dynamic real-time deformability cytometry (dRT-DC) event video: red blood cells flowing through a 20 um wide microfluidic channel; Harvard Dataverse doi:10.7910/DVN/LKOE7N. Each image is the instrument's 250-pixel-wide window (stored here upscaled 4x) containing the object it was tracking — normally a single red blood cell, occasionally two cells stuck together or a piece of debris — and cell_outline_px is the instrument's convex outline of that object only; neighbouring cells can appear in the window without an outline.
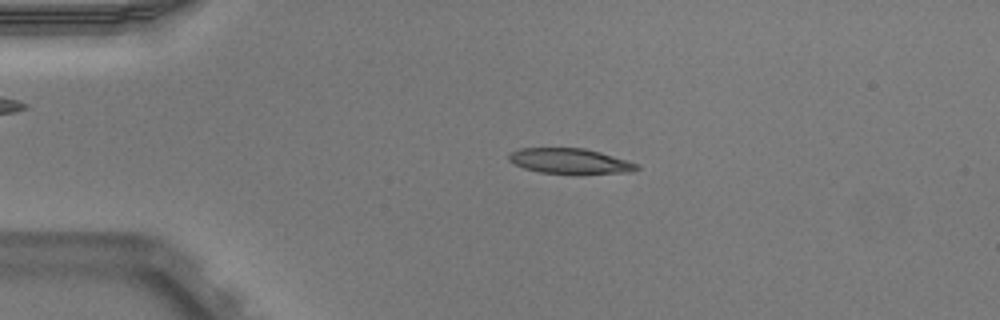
{"species": "Egyptian fruit bat (a non-hibernating species)", "species_latin": "Rousettus aegyptiacus", "temperature_condition": "warm", "stored_images_in_passage": 52, "camera_frame_rate_fps": 3000, "um_per_image_px": 0.085, "animal": {"sex": "male"}, "frame": {"image": 1, "passage_image": 11, "time_ms": 3.333, "image_size_px": [1000, 320], "cell_outline_px": [[640, 168], [628, 172], [540, 172], [524, 168], [508, 160], [508, 156], [512, 152], [520, 148], [584, 148], [600, 152], [628, 160], [640, 164]], "centroid_in_image_um": [48.44, 13.66], "position_along_channel_um": 36.6, "area_um2": 18.21}}
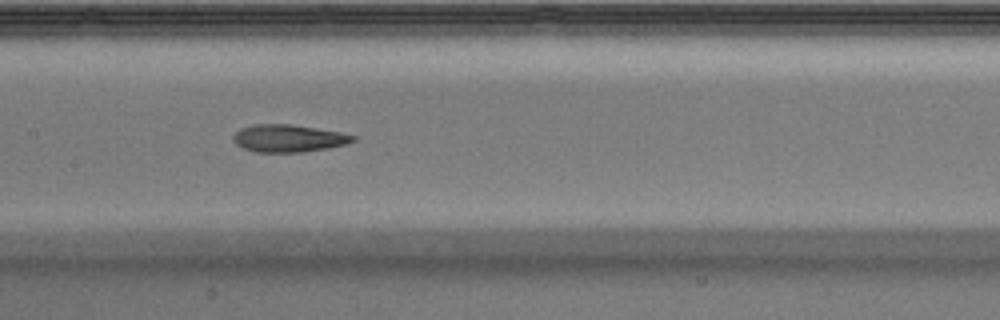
{"frame": {"image": 2, "passage_image": 25, "time_ms": 8.0, "image_size_px": [1000, 320], "cell_outline_px": [[356, 140], [344, 144], [328, 148], [300, 152], [256, 152], [244, 148], [236, 144], [232, 140], [232, 136], [240, 128], [256, 124], [288, 124], [340, 132], [356, 136]], "centroid_in_image_um": [24.49, 11.76], "position_along_channel_um": 182.9, "area_um2": 18.96}}
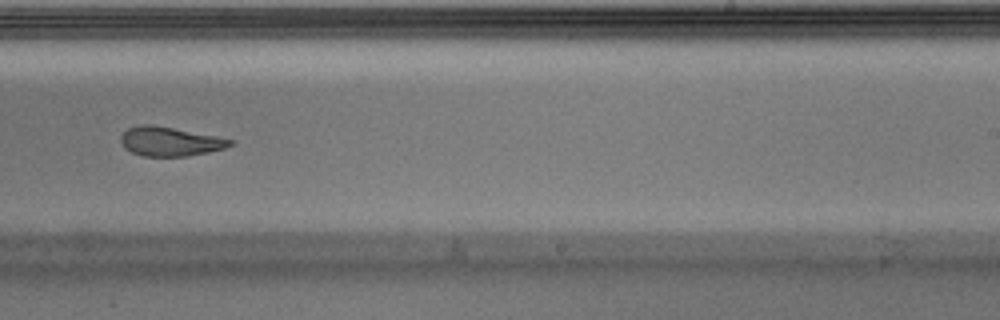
{"frame": {"image": 3, "passage_image": 32, "time_ms": 10.333, "image_size_px": [1000, 320], "cell_outline_px": [[236, 140], [232, 144], [224, 148], [208, 152], [188, 156], [144, 156], [132, 152], [124, 148], [120, 140], [120, 136], [128, 128], [140, 124], [152, 124], [216, 136]], "centroid_in_image_um": [14.43, 12.02], "position_along_channel_um": 274.6, "area_um2": 18.55}, "authors_computed_cell_mechanics": {"area_um2": 19.6809, "velocity_mm_per_s": 3.9415, "shape_relaxation_time_tau1_ms": null, "shape_relaxation_time_tau2_ms": 2.7137, "deformation_change_tau1": null, "deformation_change_tau2": 0.114}}